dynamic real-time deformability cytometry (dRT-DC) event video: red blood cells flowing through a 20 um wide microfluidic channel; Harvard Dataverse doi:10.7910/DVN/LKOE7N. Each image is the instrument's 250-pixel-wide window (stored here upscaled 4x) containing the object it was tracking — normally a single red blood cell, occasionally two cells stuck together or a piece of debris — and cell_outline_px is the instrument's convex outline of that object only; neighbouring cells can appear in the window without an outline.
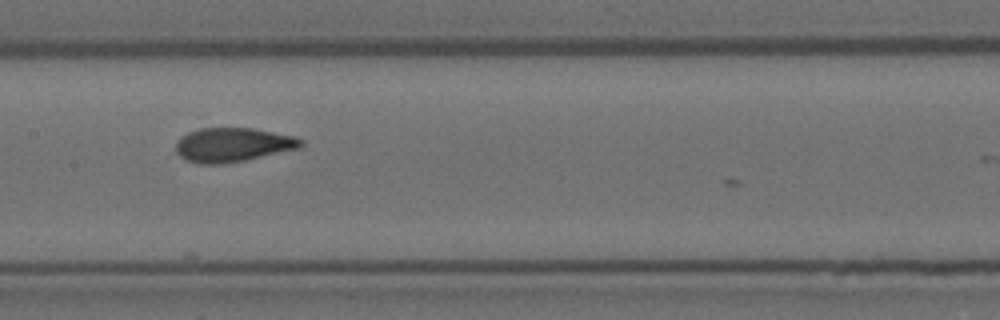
{"species": "Egyptian fruit bat (a non-hibernating species)", "species_latin": "Rousettus aegyptiacus", "temperature_condition": "room temperature", "stored_images_in_passage": 8, "camera_frame_rate_fps": 3000, "um_per_image_px": 0.085, "animal": {"sex": "female"}, "frame": {"image": 1, "passage_image": 7, "time_ms": 2.0, "image_size_px": [1000, 320], "cell_outline_px": [[304, 144], [296, 148], [244, 160], [224, 164], [200, 164], [184, 160], [176, 152], [176, 140], [180, 136], [188, 132], [200, 128], [252, 128], [296, 136], [304, 140]], "centroid_in_image_um": [19.73, 12.3], "position_along_channel_um": 187.7, "area_um2": 24.85}}